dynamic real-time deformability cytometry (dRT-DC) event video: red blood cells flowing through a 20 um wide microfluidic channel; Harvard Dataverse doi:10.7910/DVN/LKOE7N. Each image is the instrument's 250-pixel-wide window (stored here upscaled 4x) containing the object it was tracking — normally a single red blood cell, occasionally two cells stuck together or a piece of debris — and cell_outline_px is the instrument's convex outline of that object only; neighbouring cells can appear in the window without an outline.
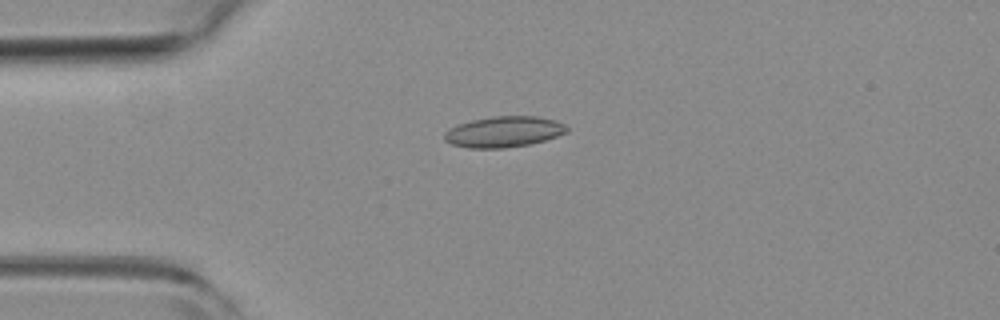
{"species": "common noctule bat (a hibernating species)", "species_latin": "Nyctalus noctula", "temperature_condition": "room temperature", "stored_images_in_passage": 3, "camera_frame_rate_fps": 3000, "um_per_image_px": 0.085, "animal": {"sex": "female", "body_mass_g": 19.3, "forearm_length_mm": 54.1}, "frame": {"image": 1, "passage_image": 1, "time_ms": 0.0, "image_size_px": [1000, 320], "cell_outline_px": [[568, 132], [544, 140], [528, 144], [504, 148], [468, 148], [452, 144], [444, 140], [444, 132], [448, 128], [472, 120], [492, 116], [536, 116], [556, 120], [564, 124], [568, 128]], "centroid_in_image_um": [42.81, 11.2], "position_along_channel_um": 42.2, "area_um2": 21.96}}
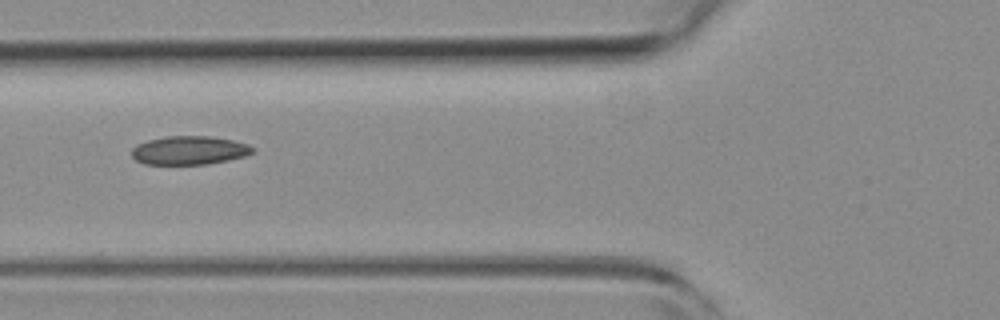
{"frame": {"image": 2, "passage_image": 3, "time_ms": 0.667, "image_size_px": [1000, 320], "cell_outline_px": [[256, 152], [244, 156], [228, 160], [208, 164], [144, 164], [136, 160], [132, 156], [132, 148], [136, 144], [148, 140], [164, 136], [208, 136], [232, 140], [248, 144], [256, 148]], "centroid_in_image_um": [16.1, 12.78], "position_along_channel_um": 109.7, "area_um2": 20.29}}